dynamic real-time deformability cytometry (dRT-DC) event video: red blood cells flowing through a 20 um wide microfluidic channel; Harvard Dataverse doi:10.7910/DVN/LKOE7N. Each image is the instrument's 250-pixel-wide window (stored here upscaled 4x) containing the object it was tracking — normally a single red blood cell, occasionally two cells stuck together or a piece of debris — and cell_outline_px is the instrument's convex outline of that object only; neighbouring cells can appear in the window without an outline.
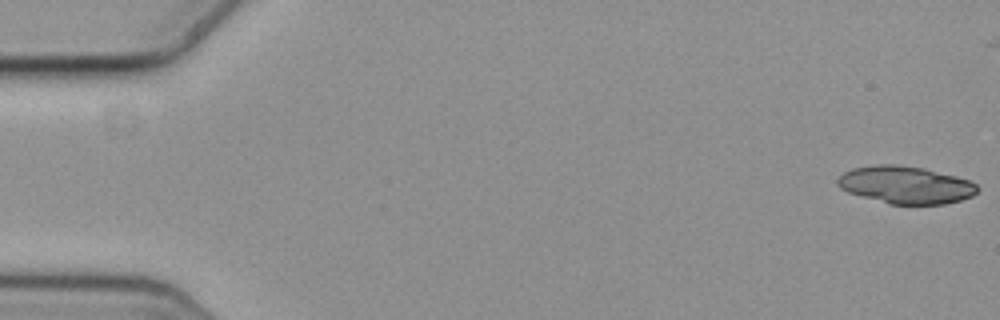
{"species": "common noctule bat (a hibernating species)", "species_latin": "Nyctalus noctula", "temperature_condition": "cold", "stored_images_in_passage": 48, "camera_frame_rate_fps": 3000, "um_per_image_px": 0.085, "animal": {"sex": "female", "body_mass_g": 19.3, "forearm_length_mm": 54.1}, "frame": {"image": 1, "passage_image": 1, "time_ms": 0.0, "image_size_px": [1000, 320], "cell_outline_px": [[980, 188], [972, 196], [960, 200], [944, 204], [888, 204], [848, 192], [840, 188], [836, 184], [836, 180], [844, 172], [852, 168], [876, 164], [896, 164], [924, 168], [956, 176], [968, 180], [976, 184]], "centroid_in_image_um": [76.96, 15.71], "position_along_channel_um": 8.0, "area_um2": 30.58}}
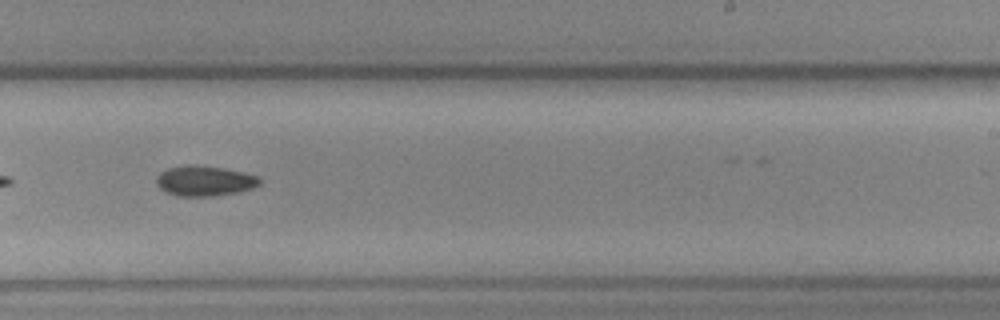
{"frame": {"image": 2, "passage_image": 36, "time_ms": 11.667, "image_size_px": [1000, 320], "cell_outline_px": [[260, 184], [252, 188], [240, 192], [212, 196], [176, 196], [164, 192], [156, 184], [156, 176], [160, 172], [168, 168], [188, 164], [224, 168], [244, 172], [260, 176]], "centroid_in_image_um": [17.38, 15.38], "position_along_channel_um": 271.6, "area_um2": 18.44}}
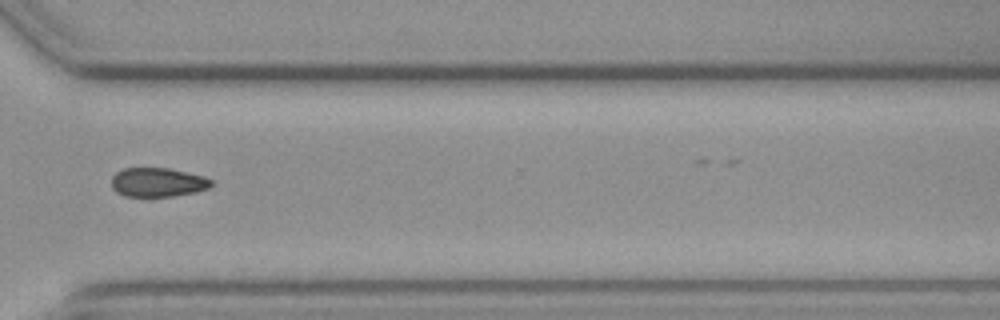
{"frame": {"image": 3, "passage_image": 43, "time_ms": 14.0, "image_size_px": [1000, 320], "cell_outline_px": [[212, 184], [208, 188], [196, 192], [172, 196], [124, 196], [116, 192], [112, 188], [112, 176], [116, 172], [124, 168], [168, 168], [204, 176], [212, 180]], "centroid_in_image_um": [13.39, 15.49], "position_along_channel_um": 357.2, "area_um2": 16.88}}